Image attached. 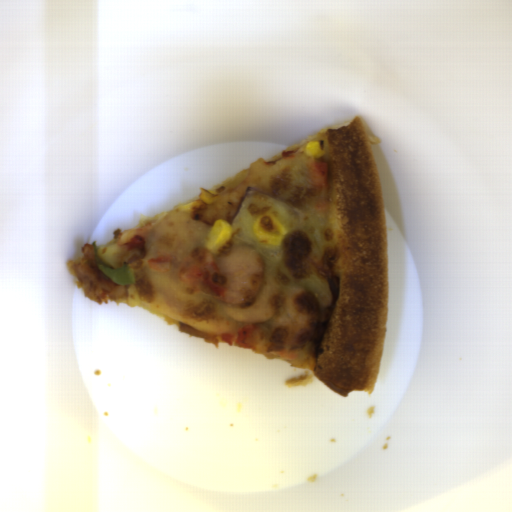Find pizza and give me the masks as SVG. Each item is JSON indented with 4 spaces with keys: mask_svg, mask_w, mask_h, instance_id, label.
<instances>
[{
    "mask_svg": "<svg viewBox=\"0 0 512 512\" xmlns=\"http://www.w3.org/2000/svg\"><path fill=\"white\" fill-rule=\"evenodd\" d=\"M321 142L323 155L311 159L305 147ZM381 139L352 116L260 157L247 169L132 230H113L96 247L125 245L141 235L144 247L126 251L124 266L135 283L117 285L103 302L125 303L183 323L208 335L219 348L222 334L238 333L252 323L234 320L214 295L180 280L185 262L197 250L217 259L239 245L232 237L219 251L205 247L215 220H232L247 188H254L304 212L305 228L288 235L283 257L263 259L262 286L276 287L279 306L272 318L256 323L252 352L308 369L333 392L374 391L383 359L389 291L387 230L383 183L373 149ZM315 160L329 163L328 186ZM216 190L200 212H182L204 190Z\"/></svg>",
    "mask_w": 512,
    "mask_h": 512,
    "instance_id": "obj_1",
    "label": "pizza"
},
{
    "mask_svg": "<svg viewBox=\"0 0 512 512\" xmlns=\"http://www.w3.org/2000/svg\"><path fill=\"white\" fill-rule=\"evenodd\" d=\"M83 254L71 259L70 261H68L67 265H66V269L68 272H70L73 276H74V281H75V284L80 287L79 283H78V279H77V275H76V272L74 270V265L81 259ZM81 288V287H80Z\"/></svg>",
    "mask_w": 512,
    "mask_h": 512,
    "instance_id": "obj_2",
    "label": "pizza"
}]
</instances>
